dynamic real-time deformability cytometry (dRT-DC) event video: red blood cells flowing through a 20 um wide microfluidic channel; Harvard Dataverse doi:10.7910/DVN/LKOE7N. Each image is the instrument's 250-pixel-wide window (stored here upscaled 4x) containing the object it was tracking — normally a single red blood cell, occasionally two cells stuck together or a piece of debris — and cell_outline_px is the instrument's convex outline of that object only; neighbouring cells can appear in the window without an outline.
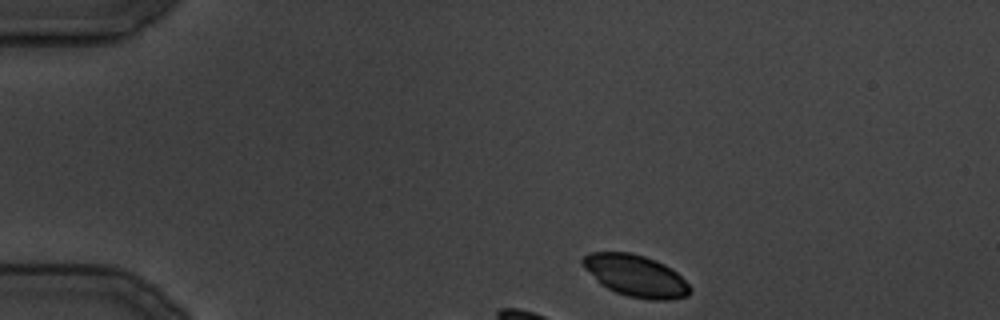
{"species": "common noctule bat (a hibernating species)", "species_latin": "Nyctalus noctula", "temperature_condition": "cold", "stored_images_in_passage": 8, "camera_frame_rate_fps": 3000, "um_per_image_px": 0.085, "animal": {"sex": "male", "body_mass_g": 19.5, "forearm_length_mm": 54.6}, "frame": {"image": 1, "passage_image": 1, "time_ms": 0.0, "image_size_px": [1000, 320], "cell_outline_px": [[692, 292], [688, 296], [672, 300], [648, 300], [628, 296], [616, 292], [600, 284], [580, 264], [580, 260], [588, 252], [632, 252], [656, 260], [672, 268], [692, 288]], "centroid_in_image_um": [54.03, 23.44], "position_along_channel_um": 31.0, "area_um2": 26.41}}